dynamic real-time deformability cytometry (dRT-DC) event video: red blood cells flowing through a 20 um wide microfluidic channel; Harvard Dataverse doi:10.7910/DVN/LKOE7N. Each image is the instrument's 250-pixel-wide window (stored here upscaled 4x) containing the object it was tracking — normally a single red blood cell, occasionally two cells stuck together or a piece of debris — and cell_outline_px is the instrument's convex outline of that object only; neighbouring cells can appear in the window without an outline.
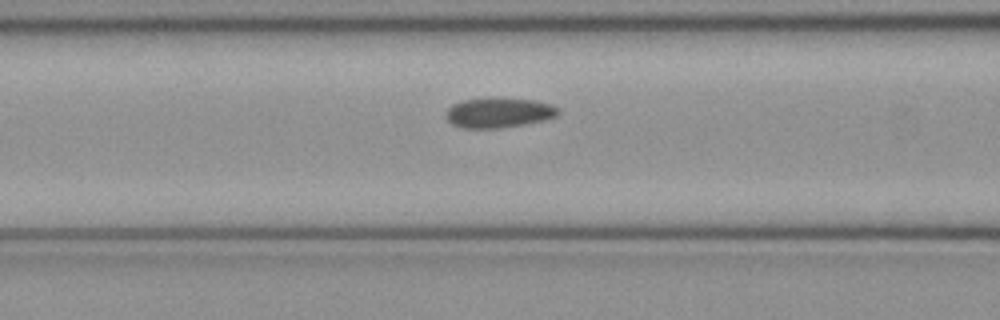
{"species": "common noctule bat (a hibernating species)", "species_latin": "Nyctalus noctula", "temperature_condition": "cold", "stored_images_in_passage": 35, "camera_frame_rate_fps": 3000, "um_per_image_px": 0.085, "animal": {"sex": "female", "body_mass_g": 21.9}, "frame": {"image": 1, "passage_image": 11, "time_ms": 3.333, "image_size_px": [1000, 320], "cell_outline_px": [[560, 112], [556, 116], [544, 120], [524, 124], [500, 128], [460, 128], [452, 124], [444, 116], [444, 112], [452, 104], [464, 100], [532, 100], [552, 104], [560, 108]], "centroid_in_image_um": [42.38, 9.62], "position_along_channel_um": 124.2, "area_um2": 19.13}}
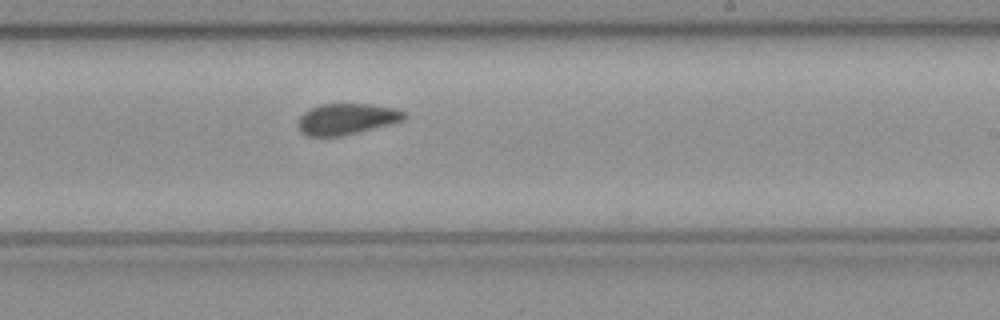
{"frame": {"image": 2, "passage_image": 21, "time_ms": 6.667, "image_size_px": [1000, 320], "cell_outline_px": [[408, 116], [404, 120], [340, 136], [308, 136], [300, 132], [296, 124], [300, 116], [304, 112], [320, 104], [372, 104], [396, 108], [404, 112]], "centroid_in_image_um": [29.44, 10.1], "position_along_channel_um": 259.6, "area_um2": 19.13}}
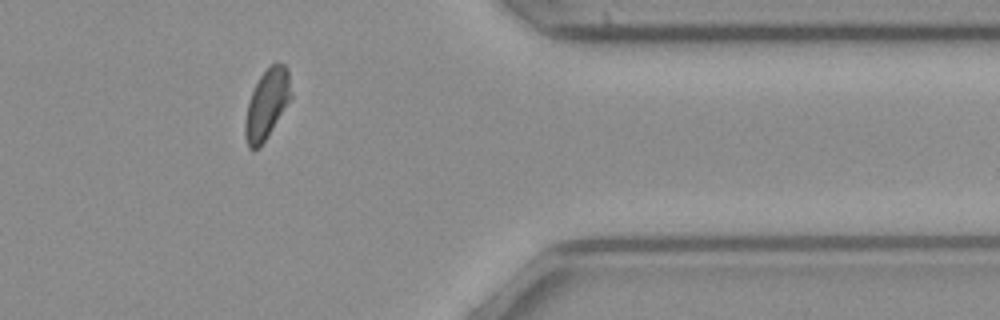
{"frame": {"image": 3, "passage_image": 32, "time_ms": 10.333, "image_size_px": [1000, 320], "cell_outline_px": [[292, 96], [268, 136], [260, 148], [252, 152], [248, 148], [244, 136], [244, 124], [248, 104], [252, 92], [260, 76], [272, 64], [284, 64], [288, 68], [292, 92]], "centroid_in_image_um": [22.67, 8.91], "position_along_channel_um": 388.7, "area_um2": 18.61}, "authors_computed_cell_mechanics": {"area_um2": 19.652, "velocity_mm_per_s": 4.0561, "shape_relaxation_time_tau1_ms": null, "shape_relaxation_time_tau2_ms": 3.299, "deformation_change_tau1": null, "deformation_change_tau2": 0.0723}}